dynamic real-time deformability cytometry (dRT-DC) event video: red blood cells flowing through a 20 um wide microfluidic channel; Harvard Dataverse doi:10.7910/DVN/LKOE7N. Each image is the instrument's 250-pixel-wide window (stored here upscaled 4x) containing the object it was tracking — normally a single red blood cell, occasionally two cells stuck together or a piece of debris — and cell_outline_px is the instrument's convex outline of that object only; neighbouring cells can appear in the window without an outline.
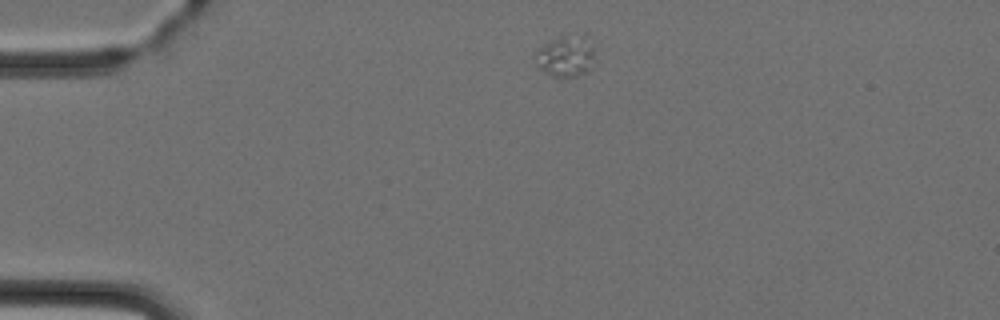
{"species": "Egyptian fruit bat (a non-hibernating species)", "species_latin": "Rousettus aegyptiacus", "temperature_condition": "cold", "stored_images_in_passage": 2, "camera_frame_rate_fps": 3000, "um_per_image_px": 0.085, "animal": {"sex": "female"}, "frame": {"image": 1, "passage_image": 1, "time_ms": 0.0, "image_size_px": [1000, 320], "cell_outline_px": [[592, 68], [588, 72], [576, 76], [552, 76], [540, 68], [536, 64], [536, 52], [540, 48], [552, 40], [564, 36], [584, 36], [592, 48]], "centroid_in_image_um": [48.08, 4.81], "position_along_channel_um": 36.9, "area_um2": 13.58}}